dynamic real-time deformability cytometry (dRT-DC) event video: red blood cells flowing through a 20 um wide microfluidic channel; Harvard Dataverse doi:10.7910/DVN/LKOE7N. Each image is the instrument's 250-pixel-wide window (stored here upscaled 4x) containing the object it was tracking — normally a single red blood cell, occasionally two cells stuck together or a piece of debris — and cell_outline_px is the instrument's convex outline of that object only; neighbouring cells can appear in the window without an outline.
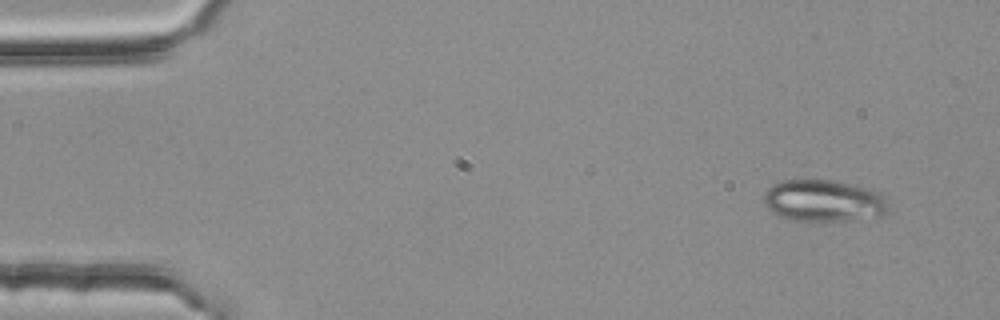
{"species": "common noctule bat (a hibernating species)", "species_latin": "Nyctalus noctula", "temperature_condition": "room temperature", "stored_images_in_passage": 4, "camera_frame_rate_fps": 3000, "um_per_image_px": 0.085, "animal": {"sex": "female", "body_mass_g": 25.1}, "frame": {"image": 1, "passage_image": 1, "time_ms": 0.0, "image_size_px": [1000, 320], "cell_outline_px": [[888, 208], [880, 216], [848, 220], [792, 220], [780, 216], [772, 212], [764, 204], [764, 192], [772, 184], [784, 180], [828, 180], [868, 188], [880, 192], [888, 204]], "centroid_in_image_um": [69.98, 17.06], "position_along_channel_um": 15.0, "area_um2": 30.0}}